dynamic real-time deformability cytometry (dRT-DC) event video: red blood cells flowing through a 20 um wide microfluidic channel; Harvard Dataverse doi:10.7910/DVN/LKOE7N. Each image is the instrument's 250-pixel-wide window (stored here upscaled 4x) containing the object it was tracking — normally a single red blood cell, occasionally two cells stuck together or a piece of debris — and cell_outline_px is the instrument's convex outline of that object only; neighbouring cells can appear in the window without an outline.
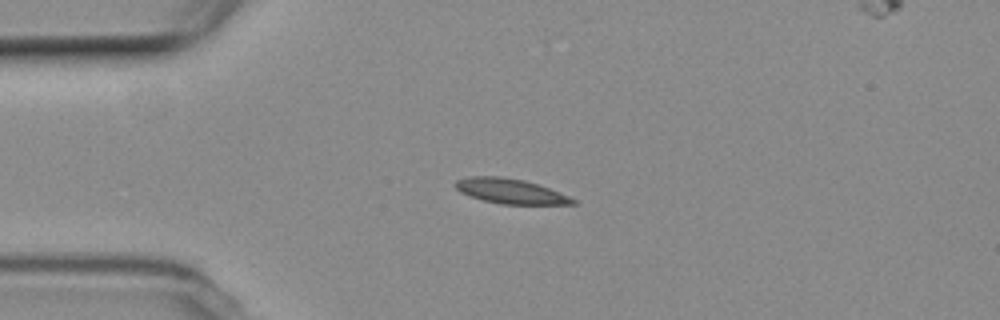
{"species": "common noctule bat (a hibernating species)", "species_latin": "Nyctalus noctula", "temperature_condition": "room temperature", "stored_images_in_passage": 43, "camera_frame_rate_fps": 3000, "um_per_image_px": 0.085, "animal": {"sex": "female", "body_mass_g": 19.3, "forearm_length_mm": 54.1}, "frame": {"image": 1, "passage_image": 1, "time_ms": 0.0, "image_size_px": [1000, 320], "cell_outline_px": [[580, 204], [500, 204], [484, 200], [460, 192], [452, 184], [456, 180], [468, 176], [500, 176], [524, 180], [548, 188], [568, 196], [576, 200]], "centroid_in_image_um": [43.35, 16.24], "position_along_channel_um": 41.6, "area_um2": 16.94}}
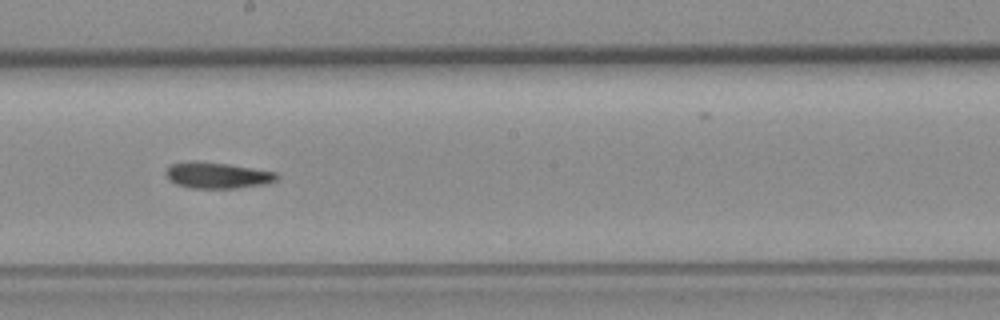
{"frame": {"image": 2, "passage_image": 18, "time_ms": 5.667, "image_size_px": [1000, 320], "cell_outline_px": [[280, 176], [276, 180], [264, 184], [236, 188], [192, 188], [176, 184], [168, 180], [164, 172], [172, 164], [196, 160], [228, 164], [276, 172]], "centroid_in_image_um": [18.45, 14.9], "position_along_channel_um": 229.7, "area_um2": 16.88}}
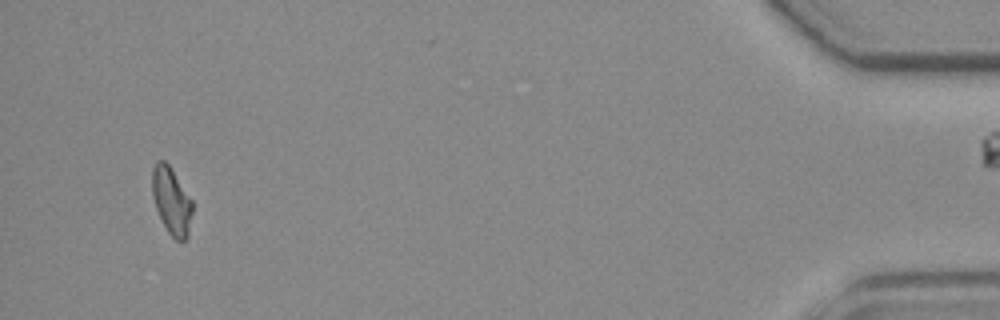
{"frame": {"image": 3, "passage_image": 40, "time_ms": 13.0, "image_size_px": [1000, 320], "cell_outline_px": [[192, 212], [188, 236], [184, 240], [176, 240], [168, 232], [156, 208], [152, 196], [152, 168], [156, 160], [164, 160], [168, 164], [192, 200]], "centroid_in_image_um": [14.56, 17.05], "position_along_channel_um": 420.6, "area_um2": 15.55}}